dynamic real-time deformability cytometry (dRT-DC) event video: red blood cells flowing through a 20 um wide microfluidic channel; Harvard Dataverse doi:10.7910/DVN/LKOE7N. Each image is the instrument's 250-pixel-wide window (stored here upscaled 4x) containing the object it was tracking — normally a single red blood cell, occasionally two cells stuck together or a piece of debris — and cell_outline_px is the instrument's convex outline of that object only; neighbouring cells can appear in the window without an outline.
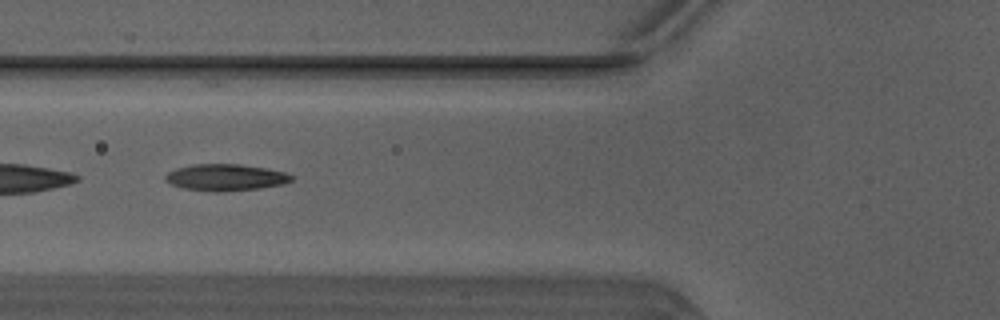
{"species": "Egyptian fruit bat (a non-hibernating species)", "species_latin": "Rousettus aegyptiacus", "temperature_condition": "warm", "stored_images_in_passage": 37, "camera_frame_rate_fps": 3000, "um_per_image_px": 0.085, "animal": {"sex": "male"}, "frame": {"image": 1, "passage_image": 13, "time_ms": 4.0, "image_size_px": [1000, 320], "cell_outline_px": [[296, 176], [292, 180], [284, 184], [260, 188], [220, 192], [216, 192], [184, 188], [172, 184], [164, 180], [164, 176], [168, 172], [176, 168], [192, 164], [240, 164], [264, 168], [284, 172]], "centroid_in_image_um": [19.18, 15.08], "position_along_channel_um": 106.6, "area_um2": 19.59}}
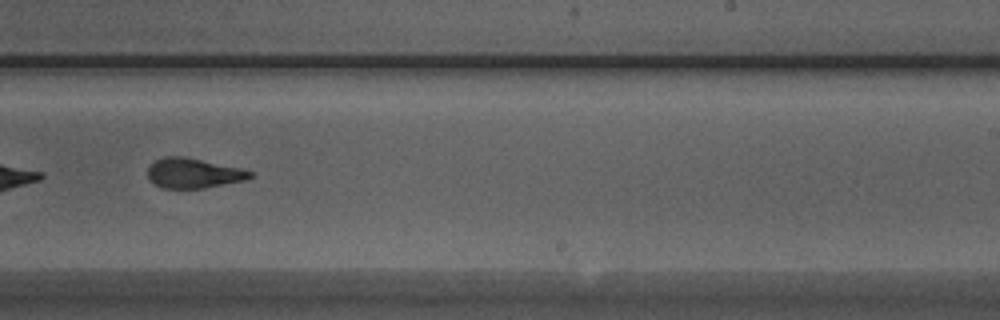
{"frame": {"image": 2, "passage_image": 25, "time_ms": 8.0, "image_size_px": [1000, 320], "cell_outline_px": [[252, 176], [244, 180], [204, 188], [164, 188], [152, 184], [148, 180], [148, 168], [156, 160], [164, 156], [184, 156], [240, 168], [252, 172]], "centroid_in_image_um": [16.39, 14.72], "position_along_channel_um": 272.6, "area_um2": 17.74}}
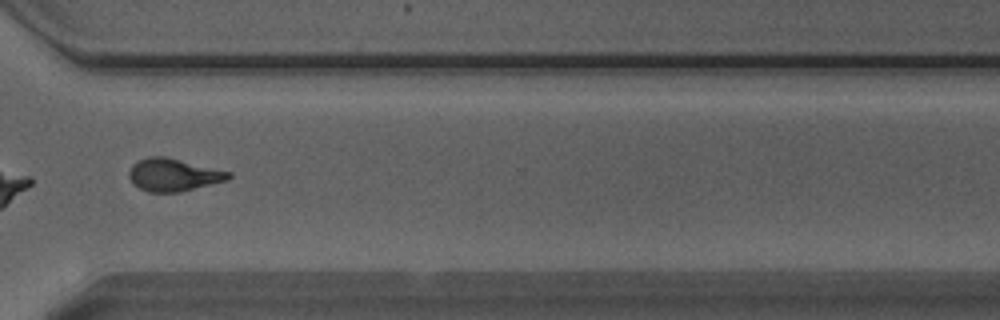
{"frame": {"image": 3, "passage_image": 31, "time_ms": 10.0, "image_size_px": [1000, 320], "cell_outline_px": [[232, 176], [228, 180], [180, 192], [148, 192], [132, 184], [128, 176], [128, 172], [132, 164], [148, 156], [164, 156], [232, 172]], "centroid_in_image_um": [14.73, 14.86], "position_along_channel_um": 355.9, "area_um2": 19.02}, "authors_computed_cell_mechanics": {"area_um2": 18.7272, "velocity_mm_per_s": 4.1484, "shape_relaxation_time_tau1_ms": null, "shape_relaxation_time_tau2_ms": 1.9663, "deformation_change_tau1": null, "deformation_change_tau2": 0.1043}}